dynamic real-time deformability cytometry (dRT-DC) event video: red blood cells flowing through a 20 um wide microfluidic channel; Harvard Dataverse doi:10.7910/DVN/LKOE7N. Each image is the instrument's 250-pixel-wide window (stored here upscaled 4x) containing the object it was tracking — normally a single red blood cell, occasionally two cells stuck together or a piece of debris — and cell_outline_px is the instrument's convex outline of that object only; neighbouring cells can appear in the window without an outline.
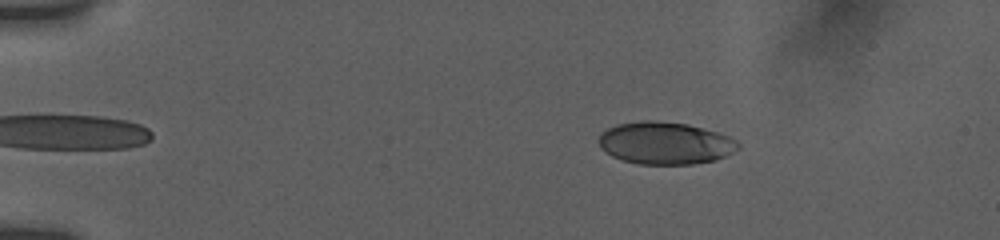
{"species": "human", "species_latin": "Homo sapiens", "temperature_condition": "room temperature", "stored_images_in_passage": 47, "camera_frame_rate_fps": 3000, "um_per_image_px": 0.085, "donor": {"sex": "female"}, "frame": {"image": 1, "passage_image": 2, "time_ms": 0.333, "image_size_px": [1000, 240], "cell_outline_px": [[740, 148], [716, 160], [692, 164], [640, 164], [624, 160], [612, 156], [600, 148], [600, 132], [616, 124], [640, 120], [652, 120], [688, 124], [704, 128], [728, 136], [736, 140], [740, 144]], "centroid_in_image_um": [56.54, 12.15], "position_along_channel_um": 28.5, "area_um2": 34.39}}
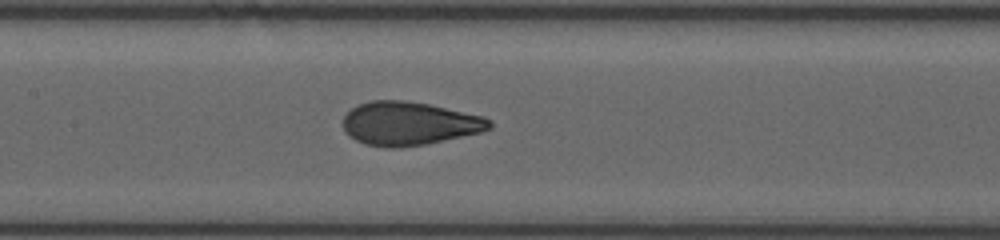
{"frame": {"image": 2, "passage_image": 20, "time_ms": 6.333, "image_size_px": [1000, 240], "cell_outline_px": [[492, 128], [480, 132], [424, 144], [396, 148], [384, 148], [364, 144], [348, 136], [344, 132], [344, 116], [352, 108], [368, 100], [404, 100], [428, 104], [484, 116], [492, 120]], "centroid_in_image_um": [34.76, 10.5], "position_along_channel_um": 172.6, "area_um2": 37.11}}
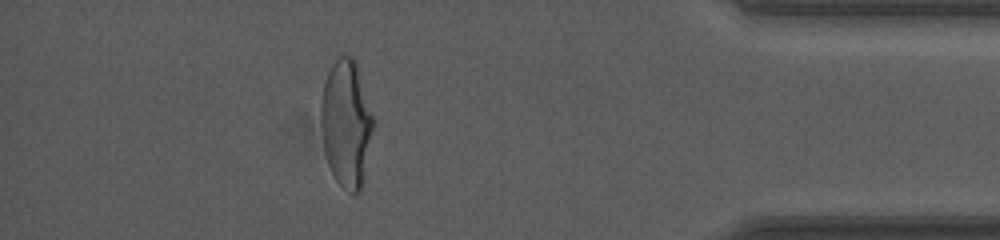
{"frame": {"image": 3, "passage_image": 41, "time_ms": 13.333, "image_size_px": [1000, 240], "cell_outline_px": [[376, 124], [360, 192], [352, 192], [344, 188], [336, 180], [328, 164], [324, 152], [320, 120], [320, 104], [324, 84], [328, 72], [332, 64], [340, 56], [352, 56], [356, 60], [376, 120]], "centroid_in_image_um": [29.47, 10.46], "position_along_channel_um": 405.7, "area_um2": 39.48}, "authors_computed_cell_mechanics": {"area_um2": 37.1076, "velocity_mm_per_s": 3.8484, "shape_relaxation_time_tau1_ms": 4.1303, "shape_relaxation_time_tau2_ms": null, "deformation_change_tau1": 0.1943, "deformation_change_tau2": null}}